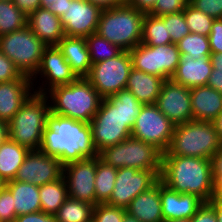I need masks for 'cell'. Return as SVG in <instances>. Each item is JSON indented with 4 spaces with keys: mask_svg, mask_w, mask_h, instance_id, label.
<instances>
[{
    "mask_svg": "<svg viewBox=\"0 0 222 222\" xmlns=\"http://www.w3.org/2000/svg\"><path fill=\"white\" fill-rule=\"evenodd\" d=\"M143 105L127 89L102 99L89 123L98 153L131 137V129Z\"/></svg>",
    "mask_w": 222,
    "mask_h": 222,
    "instance_id": "cell-1",
    "label": "cell"
},
{
    "mask_svg": "<svg viewBox=\"0 0 222 222\" xmlns=\"http://www.w3.org/2000/svg\"><path fill=\"white\" fill-rule=\"evenodd\" d=\"M39 150L46 155L57 157L63 166L99 156L89 123L51 112L46 119Z\"/></svg>",
    "mask_w": 222,
    "mask_h": 222,
    "instance_id": "cell-2",
    "label": "cell"
},
{
    "mask_svg": "<svg viewBox=\"0 0 222 222\" xmlns=\"http://www.w3.org/2000/svg\"><path fill=\"white\" fill-rule=\"evenodd\" d=\"M160 181L180 194H193L205 203L214 195L211 159L162 156Z\"/></svg>",
    "mask_w": 222,
    "mask_h": 222,
    "instance_id": "cell-3",
    "label": "cell"
},
{
    "mask_svg": "<svg viewBox=\"0 0 222 222\" xmlns=\"http://www.w3.org/2000/svg\"><path fill=\"white\" fill-rule=\"evenodd\" d=\"M45 95L51 113L85 123L91 122L103 99L86 77H79L68 85L56 86Z\"/></svg>",
    "mask_w": 222,
    "mask_h": 222,
    "instance_id": "cell-4",
    "label": "cell"
},
{
    "mask_svg": "<svg viewBox=\"0 0 222 222\" xmlns=\"http://www.w3.org/2000/svg\"><path fill=\"white\" fill-rule=\"evenodd\" d=\"M221 147L213 122L191 120L175 126L170 145L162 156L211 159Z\"/></svg>",
    "mask_w": 222,
    "mask_h": 222,
    "instance_id": "cell-5",
    "label": "cell"
},
{
    "mask_svg": "<svg viewBox=\"0 0 222 222\" xmlns=\"http://www.w3.org/2000/svg\"><path fill=\"white\" fill-rule=\"evenodd\" d=\"M49 114L46 95L33 92L8 122L9 139L29 150H39Z\"/></svg>",
    "mask_w": 222,
    "mask_h": 222,
    "instance_id": "cell-6",
    "label": "cell"
},
{
    "mask_svg": "<svg viewBox=\"0 0 222 222\" xmlns=\"http://www.w3.org/2000/svg\"><path fill=\"white\" fill-rule=\"evenodd\" d=\"M145 14L128 4L102 10L96 33L122 50L141 43Z\"/></svg>",
    "mask_w": 222,
    "mask_h": 222,
    "instance_id": "cell-7",
    "label": "cell"
},
{
    "mask_svg": "<svg viewBox=\"0 0 222 222\" xmlns=\"http://www.w3.org/2000/svg\"><path fill=\"white\" fill-rule=\"evenodd\" d=\"M99 157L107 165L117 169L130 167L137 170L161 171L162 153L153 145L132 136L103 149Z\"/></svg>",
    "mask_w": 222,
    "mask_h": 222,
    "instance_id": "cell-8",
    "label": "cell"
},
{
    "mask_svg": "<svg viewBox=\"0 0 222 222\" xmlns=\"http://www.w3.org/2000/svg\"><path fill=\"white\" fill-rule=\"evenodd\" d=\"M46 47L28 26L0 36V51L29 77L38 70Z\"/></svg>",
    "mask_w": 222,
    "mask_h": 222,
    "instance_id": "cell-9",
    "label": "cell"
},
{
    "mask_svg": "<svg viewBox=\"0 0 222 222\" xmlns=\"http://www.w3.org/2000/svg\"><path fill=\"white\" fill-rule=\"evenodd\" d=\"M132 68L170 80L180 61L176 44L147 46L140 43L129 51Z\"/></svg>",
    "mask_w": 222,
    "mask_h": 222,
    "instance_id": "cell-10",
    "label": "cell"
},
{
    "mask_svg": "<svg viewBox=\"0 0 222 222\" xmlns=\"http://www.w3.org/2000/svg\"><path fill=\"white\" fill-rule=\"evenodd\" d=\"M132 60L129 51L123 50L116 57L92 64L86 77L102 98L125 89Z\"/></svg>",
    "mask_w": 222,
    "mask_h": 222,
    "instance_id": "cell-11",
    "label": "cell"
},
{
    "mask_svg": "<svg viewBox=\"0 0 222 222\" xmlns=\"http://www.w3.org/2000/svg\"><path fill=\"white\" fill-rule=\"evenodd\" d=\"M174 128L155 104H145L136 117L131 136L153 145L163 154L170 145Z\"/></svg>",
    "mask_w": 222,
    "mask_h": 222,
    "instance_id": "cell-12",
    "label": "cell"
},
{
    "mask_svg": "<svg viewBox=\"0 0 222 222\" xmlns=\"http://www.w3.org/2000/svg\"><path fill=\"white\" fill-rule=\"evenodd\" d=\"M160 175L161 171L118 168L113 192L106 204L126 208L137 195L156 185Z\"/></svg>",
    "mask_w": 222,
    "mask_h": 222,
    "instance_id": "cell-13",
    "label": "cell"
},
{
    "mask_svg": "<svg viewBox=\"0 0 222 222\" xmlns=\"http://www.w3.org/2000/svg\"><path fill=\"white\" fill-rule=\"evenodd\" d=\"M38 77L42 81L40 83L42 85L39 84L37 87V82L34 81H36ZM77 78L58 47L47 46L43 51L39 68L31 77V81L33 88L37 87L34 89V92L45 94L50 89L59 85H68Z\"/></svg>",
    "mask_w": 222,
    "mask_h": 222,
    "instance_id": "cell-14",
    "label": "cell"
},
{
    "mask_svg": "<svg viewBox=\"0 0 222 222\" xmlns=\"http://www.w3.org/2000/svg\"><path fill=\"white\" fill-rule=\"evenodd\" d=\"M63 176V165L57 157L40 150H30L19 167L14 180L43 186Z\"/></svg>",
    "mask_w": 222,
    "mask_h": 222,
    "instance_id": "cell-15",
    "label": "cell"
},
{
    "mask_svg": "<svg viewBox=\"0 0 222 222\" xmlns=\"http://www.w3.org/2000/svg\"><path fill=\"white\" fill-rule=\"evenodd\" d=\"M96 157L86 158L63 166V178L69 197L96 205Z\"/></svg>",
    "mask_w": 222,
    "mask_h": 222,
    "instance_id": "cell-16",
    "label": "cell"
},
{
    "mask_svg": "<svg viewBox=\"0 0 222 222\" xmlns=\"http://www.w3.org/2000/svg\"><path fill=\"white\" fill-rule=\"evenodd\" d=\"M155 105L175 125L193 120L190 88L165 80Z\"/></svg>",
    "mask_w": 222,
    "mask_h": 222,
    "instance_id": "cell-17",
    "label": "cell"
},
{
    "mask_svg": "<svg viewBox=\"0 0 222 222\" xmlns=\"http://www.w3.org/2000/svg\"><path fill=\"white\" fill-rule=\"evenodd\" d=\"M101 12L99 7L87 0H70L60 16L65 36L87 37L96 33Z\"/></svg>",
    "mask_w": 222,
    "mask_h": 222,
    "instance_id": "cell-18",
    "label": "cell"
},
{
    "mask_svg": "<svg viewBox=\"0 0 222 222\" xmlns=\"http://www.w3.org/2000/svg\"><path fill=\"white\" fill-rule=\"evenodd\" d=\"M160 200L164 220L191 219L205 203L193 194H180L160 181Z\"/></svg>",
    "mask_w": 222,
    "mask_h": 222,
    "instance_id": "cell-19",
    "label": "cell"
},
{
    "mask_svg": "<svg viewBox=\"0 0 222 222\" xmlns=\"http://www.w3.org/2000/svg\"><path fill=\"white\" fill-rule=\"evenodd\" d=\"M34 92L31 77L0 83V120L9 122Z\"/></svg>",
    "mask_w": 222,
    "mask_h": 222,
    "instance_id": "cell-20",
    "label": "cell"
},
{
    "mask_svg": "<svg viewBox=\"0 0 222 222\" xmlns=\"http://www.w3.org/2000/svg\"><path fill=\"white\" fill-rule=\"evenodd\" d=\"M180 61L171 80L187 88L206 86L212 72L210 57L193 59L188 53H180Z\"/></svg>",
    "mask_w": 222,
    "mask_h": 222,
    "instance_id": "cell-21",
    "label": "cell"
},
{
    "mask_svg": "<svg viewBox=\"0 0 222 222\" xmlns=\"http://www.w3.org/2000/svg\"><path fill=\"white\" fill-rule=\"evenodd\" d=\"M27 26L47 46H56L65 36L59 16L38 8L27 16Z\"/></svg>",
    "mask_w": 222,
    "mask_h": 222,
    "instance_id": "cell-22",
    "label": "cell"
},
{
    "mask_svg": "<svg viewBox=\"0 0 222 222\" xmlns=\"http://www.w3.org/2000/svg\"><path fill=\"white\" fill-rule=\"evenodd\" d=\"M193 120L213 122L222 112V94L209 86L190 88Z\"/></svg>",
    "mask_w": 222,
    "mask_h": 222,
    "instance_id": "cell-23",
    "label": "cell"
},
{
    "mask_svg": "<svg viewBox=\"0 0 222 222\" xmlns=\"http://www.w3.org/2000/svg\"><path fill=\"white\" fill-rule=\"evenodd\" d=\"M125 209L140 222H162L160 181L148 191L137 195Z\"/></svg>",
    "mask_w": 222,
    "mask_h": 222,
    "instance_id": "cell-24",
    "label": "cell"
},
{
    "mask_svg": "<svg viewBox=\"0 0 222 222\" xmlns=\"http://www.w3.org/2000/svg\"><path fill=\"white\" fill-rule=\"evenodd\" d=\"M56 46L78 78L89 75L92 63L85 37L64 36Z\"/></svg>",
    "mask_w": 222,
    "mask_h": 222,
    "instance_id": "cell-25",
    "label": "cell"
},
{
    "mask_svg": "<svg viewBox=\"0 0 222 222\" xmlns=\"http://www.w3.org/2000/svg\"><path fill=\"white\" fill-rule=\"evenodd\" d=\"M164 81L159 76L132 68L125 89L129 90L144 105L155 104Z\"/></svg>",
    "mask_w": 222,
    "mask_h": 222,
    "instance_id": "cell-26",
    "label": "cell"
},
{
    "mask_svg": "<svg viewBox=\"0 0 222 222\" xmlns=\"http://www.w3.org/2000/svg\"><path fill=\"white\" fill-rule=\"evenodd\" d=\"M6 188L12 193L16 216L41 211L39 186L13 179L7 181Z\"/></svg>",
    "mask_w": 222,
    "mask_h": 222,
    "instance_id": "cell-27",
    "label": "cell"
},
{
    "mask_svg": "<svg viewBox=\"0 0 222 222\" xmlns=\"http://www.w3.org/2000/svg\"><path fill=\"white\" fill-rule=\"evenodd\" d=\"M29 149L7 139L0 145V177L6 182L16 177Z\"/></svg>",
    "mask_w": 222,
    "mask_h": 222,
    "instance_id": "cell-28",
    "label": "cell"
},
{
    "mask_svg": "<svg viewBox=\"0 0 222 222\" xmlns=\"http://www.w3.org/2000/svg\"><path fill=\"white\" fill-rule=\"evenodd\" d=\"M39 194L41 211L51 215H55L69 197L67 184L63 176L54 182L40 186Z\"/></svg>",
    "mask_w": 222,
    "mask_h": 222,
    "instance_id": "cell-29",
    "label": "cell"
},
{
    "mask_svg": "<svg viewBox=\"0 0 222 222\" xmlns=\"http://www.w3.org/2000/svg\"><path fill=\"white\" fill-rule=\"evenodd\" d=\"M118 169L107 165L96 157V175H95V197L96 205L99 203H106L113 192L114 184Z\"/></svg>",
    "mask_w": 222,
    "mask_h": 222,
    "instance_id": "cell-30",
    "label": "cell"
},
{
    "mask_svg": "<svg viewBox=\"0 0 222 222\" xmlns=\"http://www.w3.org/2000/svg\"><path fill=\"white\" fill-rule=\"evenodd\" d=\"M141 43L147 46L168 45L172 43L163 19L159 16L145 14Z\"/></svg>",
    "mask_w": 222,
    "mask_h": 222,
    "instance_id": "cell-31",
    "label": "cell"
},
{
    "mask_svg": "<svg viewBox=\"0 0 222 222\" xmlns=\"http://www.w3.org/2000/svg\"><path fill=\"white\" fill-rule=\"evenodd\" d=\"M94 205L68 197L55 214L56 222H92Z\"/></svg>",
    "mask_w": 222,
    "mask_h": 222,
    "instance_id": "cell-32",
    "label": "cell"
},
{
    "mask_svg": "<svg viewBox=\"0 0 222 222\" xmlns=\"http://www.w3.org/2000/svg\"><path fill=\"white\" fill-rule=\"evenodd\" d=\"M27 26V15L13 1L0 0V36Z\"/></svg>",
    "mask_w": 222,
    "mask_h": 222,
    "instance_id": "cell-33",
    "label": "cell"
},
{
    "mask_svg": "<svg viewBox=\"0 0 222 222\" xmlns=\"http://www.w3.org/2000/svg\"><path fill=\"white\" fill-rule=\"evenodd\" d=\"M92 64L104 61L119 55L123 50L99 36L97 33L85 37Z\"/></svg>",
    "mask_w": 222,
    "mask_h": 222,
    "instance_id": "cell-34",
    "label": "cell"
},
{
    "mask_svg": "<svg viewBox=\"0 0 222 222\" xmlns=\"http://www.w3.org/2000/svg\"><path fill=\"white\" fill-rule=\"evenodd\" d=\"M176 45L180 53H188L195 60L211 55L209 38L204 35L189 33Z\"/></svg>",
    "mask_w": 222,
    "mask_h": 222,
    "instance_id": "cell-35",
    "label": "cell"
},
{
    "mask_svg": "<svg viewBox=\"0 0 222 222\" xmlns=\"http://www.w3.org/2000/svg\"><path fill=\"white\" fill-rule=\"evenodd\" d=\"M184 17L190 33H196L207 37L209 36L212 23L215 20L213 17H210L196 9L189 2L184 9Z\"/></svg>",
    "mask_w": 222,
    "mask_h": 222,
    "instance_id": "cell-36",
    "label": "cell"
},
{
    "mask_svg": "<svg viewBox=\"0 0 222 222\" xmlns=\"http://www.w3.org/2000/svg\"><path fill=\"white\" fill-rule=\"evenodd\" d=\"M170 34L173 44L178 43L184 36L190 33L185 21L184 11L175 14L161 16Z\"/></svg>",
    "mask_w": 222,
    "mask_h": 222,
    "instance_id": "cell-37",
    "label": "cell"
},
{
    "mask_svg": "<svg viewBox=\"0 0 222 222\" xmlns=\"http://www.w3.org/2000/svg\"><path fill=\"white\" fill-rule=\"evenodd\" d=\"M125 213V208L99 203L93 208L92 222H121Z\"/></svg>",
    "mask_w": 222,
    "mask_h": 222,
    "instance_id": "cell-38",
    "label": "cell"
},
{
    "mask_svg": "<svg viewBox=\"0 0 222 222\" xmlns=\"http://www.w3.org/2000/svg\"><path fill=\"white\" fill-rule=\"evenodd\" d=\"M189 0H157L154 9L149 13L154 16L175 14L185 9Z\"/></svg>",
    "mask_w": 222,
    "mask_h": 222,
    "instance_id": "cell-39",
    "label": "cell"
},
{
    "mask_svg": "<svg viewBox=\"0 0 222 222\" xmlns=\"http://www.w3.org/2000/svg\"><path fill=\"white\" fill-rule=\"evenodd\" d=\"M16 217L12 193L5 187L0 191V222H14Z\"/></svg>",
    "mask_w": 222,
    "mask_h": 222,
    "instance_id": "cell-40",
    "label": "cell"
},
{
    "mask_svg": "<svg viewBox=\"0 0 222 222\" xmlns=\"http://www.w3.org/2000/svg\"><path fill=\"white\" fill-rule=\"evenodd\" d=\"M23 76L15 64L0 51V83L18 80Z\"/></svg>",
    "mask_w": 222,
    "mask_h": 222,
    "instance_id": "cell-41",
    "label": "cell"
},
{
    "mask_svg": "<svg viewBox=\"0 0 222 222\" xmlns=\"http://www.w3.org/2000/svg\"><path fill=\"white\" fill-rule=\"evenodd\" d=\"M193 7L214 19H222V0H189Z\"/></svg>",
    "mask_w": 222,
    "mask_h": 222,
    "instance_id": "cell-42",
    "label": "cell"
},
{
    "mask_svg": "<svg viewBox=\"0 0 222 222\" xmlns=\"http://www.w3.org/2000/svg\"><path fill=\"white\" fill-rule=\"evenodd\" d=\"M213 180H214V195L219 197L222 194V147L211 158Z\"/></svg>",
    "mask_w": 222,
    "mask_h": 222,
    "instance_id": "cell-43",
    "label": "cell"
},
{
    "mask_svg": "<svg viewBox=\"0 0 222 222\" xmlns=\"http://www.w3.org/2000/svg\"><path fill=\"white\" fill-rule=\"evenodd\" d=\"M211 53H222V19H215L208 36Z\"/></svg>",
    "mask_w": 222,
    "mask_h": 222,
    "instance_id": "cell-44",
    "label": "cell"
},
{
    "mask_svg": "<svg viewBox=\"0 0 222 222\" xmlns=\"http://www.w3.org/2000/svg\"><path fill=\"white\" fill-rule=\"evenodd\" d=\"M14 222H56L55 215L42 211L17 216Z\"/></svg>",
    "mask_w": 222,
    "mask_h": 222,
    "instance_id": "cell-45",
    "label": "cell"
},
{
    "mask_svg": "<svg viewBox=\"0 0 222 222\" xmlns=\"http://www.w3.org/2000/svg\"><path fill=\"white\" fill-rule=\"evenodd\" d=\"M191 222H217L214 209L208 203H204L191 218Z\"/></svg>",
    "mask_w": 222,
    "mask_h": 222,
    "instance_id": "cell-46",
    "label": "cell"
},
{
    "mask_svg": "<svg viewBox=\"0 0 222 222\" xmlns=\"http://www.w3.org/2000/svg\"><path fill=\"white\" fill-rule=\"evenodd\" d=\"M157 0H128L127 4L137 11L144 14H149L156 4Z\"/></svg>",
    "mask_w": 222,
    "mask_h": 222,
    "instance_id": "cell-47",
    "label": "cell"
},
{
    "mask_svg": "<svg viewBox=\"0 0 222 222\" xmlns=\"http://www.w3.org/2000/svg\"><path fill=\"white\" fill-rule=\"evenodd\" d=\"M13 3L27 16L40 8V0H13Z\"/></svg>",
    "mask_w": 222,
    "mask_h": 222,
    "instance_id": "cell-48",
    "label": "cell"
},
{
    "mask_svg": "<svg viewBox=\"0 0 222 222\" xmlns=\"http://www.w3.org/2000/svg\"><path fill=\"white\" fill-rule=\"evenodd\" d=\"M101 10H107L127 4L128 0H87Z\"/></svg>",
    "mask_w": 222,
    "mask_h": 222,
    "instance_id": "cell-49",
    "label": "cell"
},
{
    "mask_svg": "<svg viewBox=\"0 0 222 222\" xmlns=\"http://www.w3.org/2000/svg\"><path fill=\"white\" fill-rule=\"evenodd\" d=\"M207 86L212 87L220 94H222V72H218L217 69L212 68Z\"/></svg>",
    "mask_w": 222,
    "mask_h": 222,
    "instance_id": "cell-50",
    "label": "cell"
},
{
    "mask_svg": "<svg viewBox=\"0 0 222 222\" xmlns=\"http://www.w3.org/2000/svg\"><path fill=\"white\" fill-rule=\"evenodd\" d=\"M70 0H53L52 5L48 6L46 9L56 16H61L67 8V2Z\"/></svg>",
    "mask_w": 222,
    "mask_h": 222,
    "instance_id": "cell-51",
    "label": "cell"
},
{
    "mask_svg": "<svg viewBox=\"0 0 222 222\" xmlns=\"http://www.w3.org/2000/svg\"><path fill=\"white\" fill-rule=\"evenodd\" d=\"M207 203L214 209L217 222H222V200L218 197H213Z\"/></svg>",
    "mask_w": 222,
    "mask_h": 222,
    "instance_id": "cell-52",
    "label": "cell"
},
{
    "mask_svg": "<svg viewBox=\"0 0 222 222\" xmlns=\"http://www.w3.org/2000/svg\"><path fill=\"white\" fill-rule=\"evenodd\" d=\"M210 60L212 67L222 72V53H211Z\"/></svg>",
    "mask_w": 222,
    "mask_h": 222,
    "instance_id": "cell-53",
    "label": "cell"
},
{
    "mask_svg": "<svg viewBox=\"0 0 222 222\" xmlns=\"http://www.w3.org/2000/svg\"><path fill=\"white\" fill-rule=\"evenodd\" d=\"M9 138L8 122L0 120V145Z\"/></svg>",
    "mask_w": 222,
    "mask_h": 222,
    "instance_id": "cell-54",
    "label": "cell"
},
{
    "mask_svg": "<svg viewBox=\"0 0 222 222\" xmlns=\"http://www.w3.org/2000/svg\"><path fill=\"white\" fill-rule=\"evenodd\" d=\"M213 124L215 126L217 135H218L220 141L222 142V112L213 121Z\"/></svg>",
    "mask_w": 222,
    "mask_h": 222,
    "instance_id": "cell-55",
    "label": "cell"
},
{
    "mask_svg": "<svg viewBox=\"0 0 222 222\" xmlns=\"http://www.w3.org/2000/svg\"><path fill=\"white\" fill-rule=\"evenodd\" d=\"M121 222H140V221L126 212Z\"/></svg>",
    "mask_w": 222,
    "mask_h": 222,
    "instance_id": "cell-56",
    "label": "cell"
},
{
    "mask_svg": "<svg viewBox=\"0 0 222 222\" xmlns=\"http://www.w3.org/2000/svg\"><path fill=\"white\" fill-rule=\"evenodd\" d=\"M53 0H40V8L46 9L48 6L52 5Z\"/></svg>",
    "mask_w": 222,
    "mask_h": 222,
    "instance_id": "cell-57",
    "label": "cell"
},
{
    "mask_svg": "<svg viewBox=\"0 0 222 222\" xmlns=\"http://www.w3.org/2000/svg\"><path fill=\"white\" fill-rule=\"evenodd\" d=\"M162 222H191V219L178 218V219H171V220H163Z\"/></svg>",
    "mask_w": 222,
    "mask_h": 222,
    "instance_id": "cell-58",
    "label": "cell"
},
{
    "mask_svg": "<svg viewBox=\"0 0 222 222\" xmlns=\"http://www.w3.org/2000/svg\"><path fill=\"white\" fill-rule=\"evenodd\" d=\"M6 181L0 177V191L6 187Z\"/></svg>",
    "mask_w": 222,
    "mask_h": 222,
    "instance_id": "cell-59",
    "label": "cell"
}]
</instances>
